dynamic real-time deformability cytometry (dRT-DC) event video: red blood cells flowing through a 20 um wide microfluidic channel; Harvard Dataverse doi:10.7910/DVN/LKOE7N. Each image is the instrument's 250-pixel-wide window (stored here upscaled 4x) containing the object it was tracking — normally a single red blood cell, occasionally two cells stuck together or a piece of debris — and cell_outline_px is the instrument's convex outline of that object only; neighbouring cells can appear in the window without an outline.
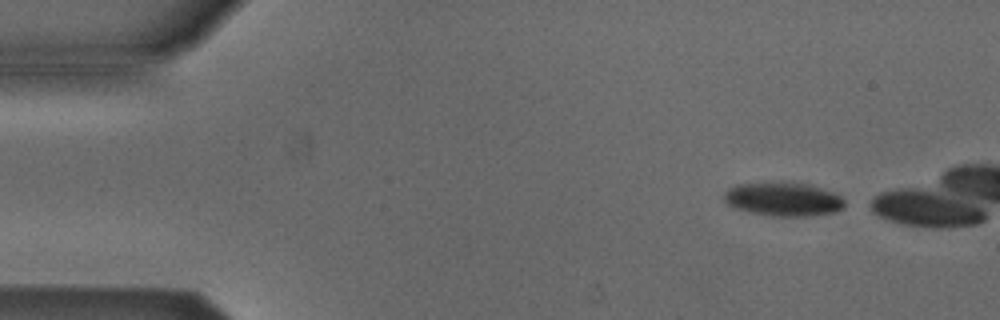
{"species": "Egyptian fruit bat (a non-hibernating species)", "species_latin": "Rousettus aegyptiacus", "temperature_condition": "cold", "stored_images_in_passage": 5, "camera_frame_rate_fps": 3000, "um_per_image_px": 0.085, "animal": {"sex": "male"}, "frame": {"image": 1, "passage_image": 1, "time_ms": 0.0, "image_size_px": [1000, 320], "cell_outline_px": [[844, 208], [836, 212], [808, 216], [772, 216], [752, 212], [736, 208], [728, 204], [724, 200], [724, 192], [728, 188], [736, 184], [772, 180], [784, 180], [804, 184], [820, 188], [832, 192], [840, 196], [844, 200]], "centroid_in_image_um": [66.55, 16.9], "position_along_channel_um": 18.5, "area_um2": 24.16}}